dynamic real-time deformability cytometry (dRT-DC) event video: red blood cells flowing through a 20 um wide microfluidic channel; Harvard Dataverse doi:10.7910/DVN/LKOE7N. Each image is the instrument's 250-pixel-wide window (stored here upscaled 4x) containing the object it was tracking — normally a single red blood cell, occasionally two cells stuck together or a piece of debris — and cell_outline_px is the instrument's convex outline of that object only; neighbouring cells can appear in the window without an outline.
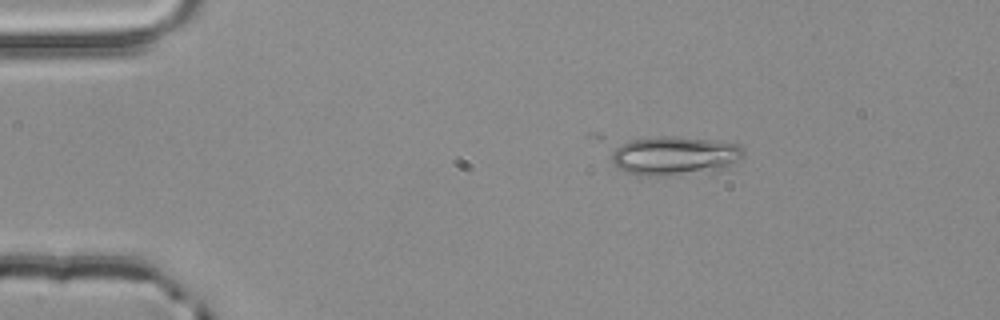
{"species": "common noctule bat (a hibernating species)", "species_latin": "Nyctalus noctula", "temperature_condition": "room temperature", "stored_images_in_passage": 3, "camera_frame_rate_fps": 3000, "um_per_image_px": 0.085, "animal": {"sex": "male", "body_mass_g": 20.4}, "frame": {"image": 1, "passage_image": 1, "time_ms": 0.0, "image_size_px": [1000, 320], "cell_outline_px": [[744, 160], [724, 168], [664, 176], [636, 176], [616, 168], [588, 136], [588, 132], [600, 132], [680, 136], [720, 140], [736, 144], [744, 152]], "centroid_in_image_um": [56.55, 13.04], "position_along_channel_um": 28.4, "area_um2": 35.72}}